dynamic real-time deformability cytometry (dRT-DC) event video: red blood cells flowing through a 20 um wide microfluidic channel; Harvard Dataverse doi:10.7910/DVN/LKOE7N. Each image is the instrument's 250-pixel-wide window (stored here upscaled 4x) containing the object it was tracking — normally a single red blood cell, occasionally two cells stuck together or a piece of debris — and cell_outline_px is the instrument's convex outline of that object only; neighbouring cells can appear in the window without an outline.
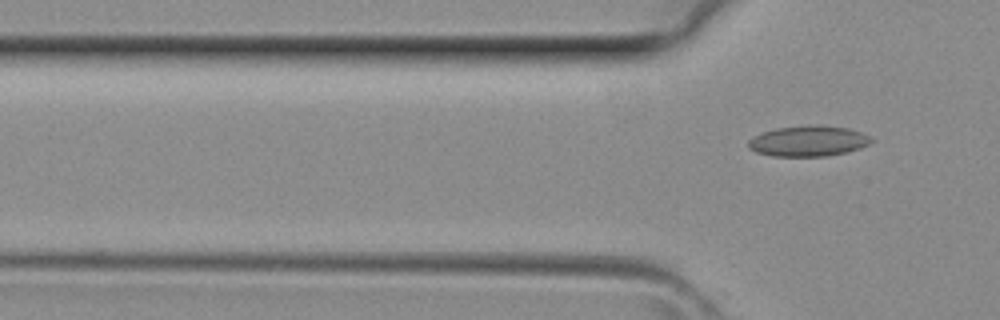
{"species": "common noctule bat (a hibernating species)", "species_latin": "Nyctalus noctula", "temperature_condition": "room temperature", "stored_images_in_passage": 4, "camera_frame_rate_fps": 3000, "um_per_image_px": 0.085, "animal": {"sex": "female", "body_mass_g": 29.2, "forearm_length_mm": 56.3}, "frame": {"image": 1, "passage_image": 4, "time_ms": 1.0, "image_size_px": [1000, 320], "cell_outline_px": [[872, 140], [868, 144], [860, 148], [848, 152], [828, 156], [772, 156], [756, 152], [748, 148], [748, 140], [752, 136], [776, 128], [808, 124], [816, 124], [848, 128], [860, 132], [868, 136]], "centroid_in_image_um": [68.67, 11.98], "position_along_channel_um": 57.1, "area_um2": 22.08}}